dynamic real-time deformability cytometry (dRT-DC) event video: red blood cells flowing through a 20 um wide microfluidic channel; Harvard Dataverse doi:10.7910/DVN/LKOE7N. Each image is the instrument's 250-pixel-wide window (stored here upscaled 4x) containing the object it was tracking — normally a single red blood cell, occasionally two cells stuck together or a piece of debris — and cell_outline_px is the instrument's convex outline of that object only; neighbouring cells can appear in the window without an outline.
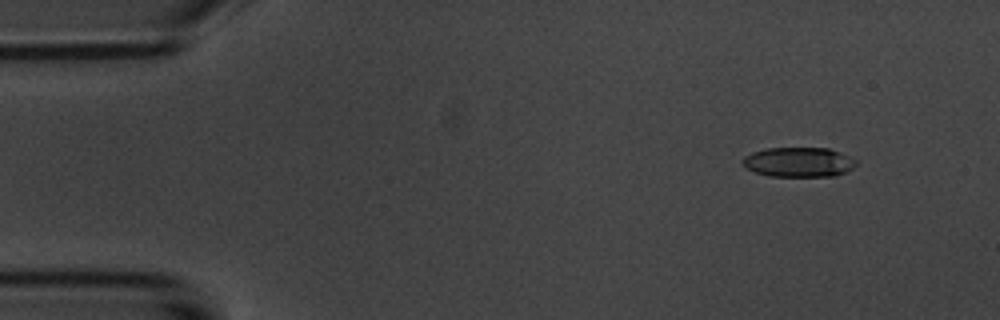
{"species": "common noctule bat (a hibernating species)", "species_latin": "Nyctalus noctula", "temperature_condition": "room temperature", "stored_images_in_passage": 5, "camera_frame_rate_fps": 3000, "um_per_image_px": 0.085, "animal": {"sex": "male", "body_mass_g": 20.1, "forearm_length_mm": 53.5}, "frame": {"image": 1, "passage_image": 1, "time_ms": 0.0, "image_size_px": [1000, 320], "cell_outline_px": [[856, 164], [852, 168], [836, 176], [768, 176], [744, 168], [740, 164], [740, 160], [744, 156], [752, 152], [764, 148], [828, 148], [840, 152], [856, 160]], "centroid_in_image_um": [67.81, 13.78], "position_along_channel_um": 17.2, "area_um2": 19.83}}
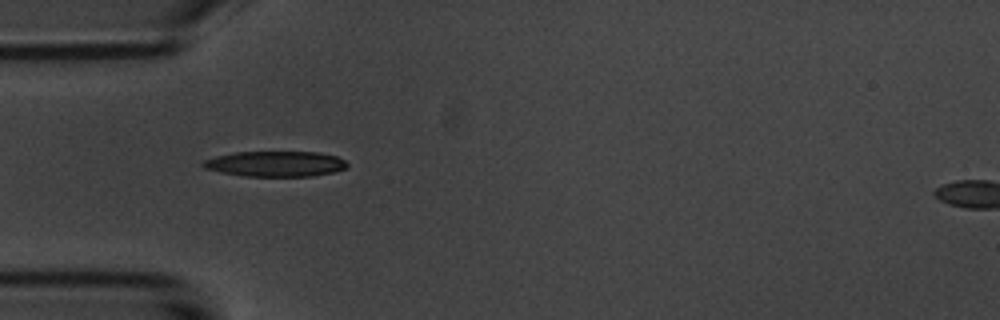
{"frame": {"image": 2, "passage_image": 4, "time_ms": 3.667, "image_size_px": [1000, 320], "cell_outline_px": [[348, 168], [332, 172], [312, 176], [244, 176], [220, 172], [204, 168], [200, 164], [204, 160], [216, 156], [236, 152], [316, 152], [336, 156], [344, 160], [348, 164]], "centroid_in_image_um": [23.4, 13.93], "position_along_channel_um": 61.6, "area_um2": 21.33}}